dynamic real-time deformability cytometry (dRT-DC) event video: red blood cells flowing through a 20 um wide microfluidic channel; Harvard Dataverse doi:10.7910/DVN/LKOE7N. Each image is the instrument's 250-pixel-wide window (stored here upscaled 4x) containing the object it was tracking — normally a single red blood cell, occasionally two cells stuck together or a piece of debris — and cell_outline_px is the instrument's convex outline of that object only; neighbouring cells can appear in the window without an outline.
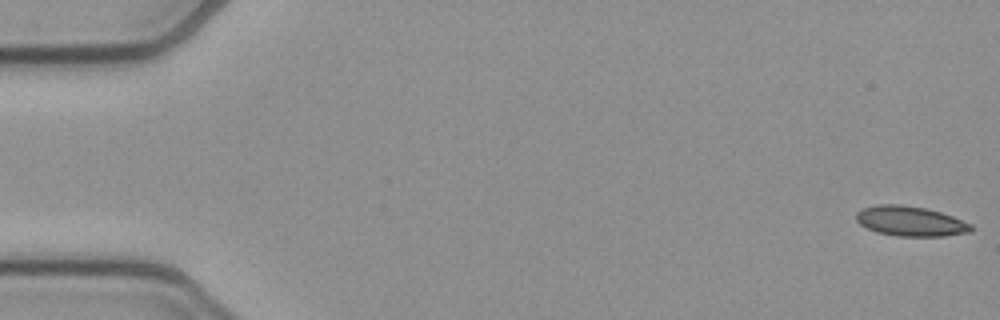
{"species": "common noctule bat (a hibernating species)", "species_latin": "Nyctalus noctula", "temperature_condition": "cold", "stored_images_in_passage": 53, "camera_frame_rate_fps": 3000, "um_per_image_px": 0.085, "animal": {"sex": "female", "body_mass_g": 21.9}, "frame": {"image": 1, "passage_image": 1, "time_ms": 0.0, "image_size_px": [1000, 320], "cell_outline_px": [[972, 232], [944, 236], [896, 236], [876, 232], [860, 224], [856, 220], [856, 212], [864, 208], [876, 204], [900, 204], [924, 208], [940, 212], [952, 216], [972, 224]], "centroid_in_image_um": [77.38, 18.8], "position_along_channel_um": 7.6, "area_um2": 20.06}}
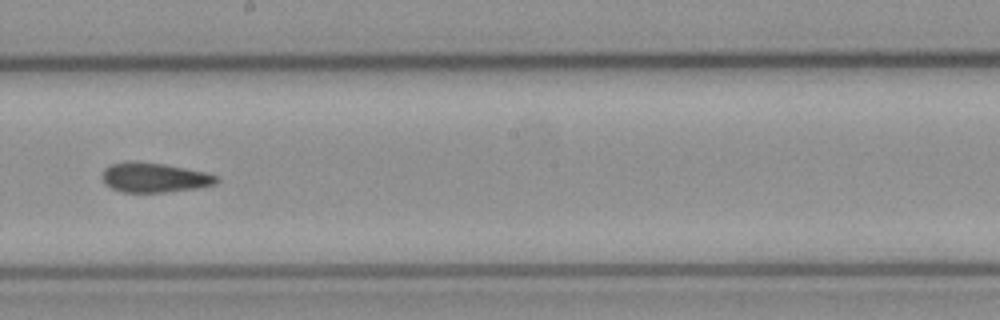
{"frame": {"image": 2, "passage_image": 30, "time_ms": 9.667, "image_size_px": [1000, 320], "cell_outline_px": [[220, 180], [216, 184], [196, 188], [164, 192], [124, 192], [112, 188], [104, 184], [100, 176], [104, 168], [108, 164], [124, 160], [136, 160], [164, 164], [204, 172], [220, 176]], "centroid_in_image_um": [13.06, 15.06], "position_along_channel_um": 235.1, "area_um2": 20.17}}
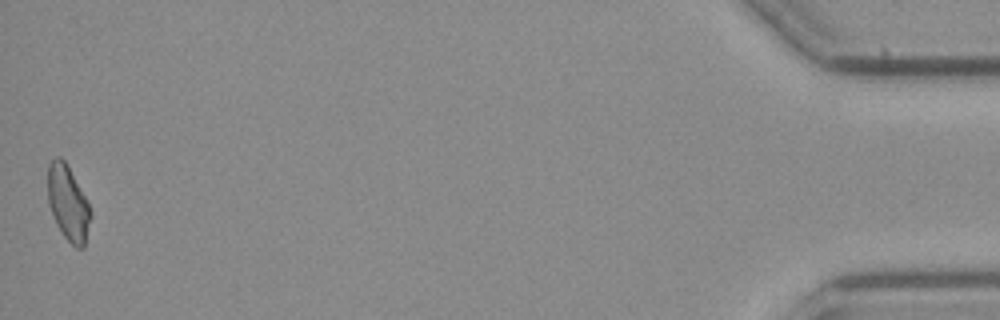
{"frame": {"image": 3, "passage_image": 53, "time_ms": 17.333, "image_size_px": [1000, 320], "cell_outline_px": [[92, 216], [84, 248], [76, 248], [60, 232], [56, 224], [48, 204], [48, 164], [56, 156], [60, 156], [64, 160], [84, 196], [92, 212]], "centroid_in_image_um": [5.78, 17.3], "position_along_channel_um": 429.4, "area_um2": 18.61}, "authors_computed_cell_mechanics": {"area_um2": 19.941, "velocity_mm_per_s": 3.8443, "shape_relaxation_time_tau1_ms": null, "shape_relaxation_time_tau2_ms": 5.5809, "deformation_change_tau1": null, "deformation_change_tau2": 0.1069}}